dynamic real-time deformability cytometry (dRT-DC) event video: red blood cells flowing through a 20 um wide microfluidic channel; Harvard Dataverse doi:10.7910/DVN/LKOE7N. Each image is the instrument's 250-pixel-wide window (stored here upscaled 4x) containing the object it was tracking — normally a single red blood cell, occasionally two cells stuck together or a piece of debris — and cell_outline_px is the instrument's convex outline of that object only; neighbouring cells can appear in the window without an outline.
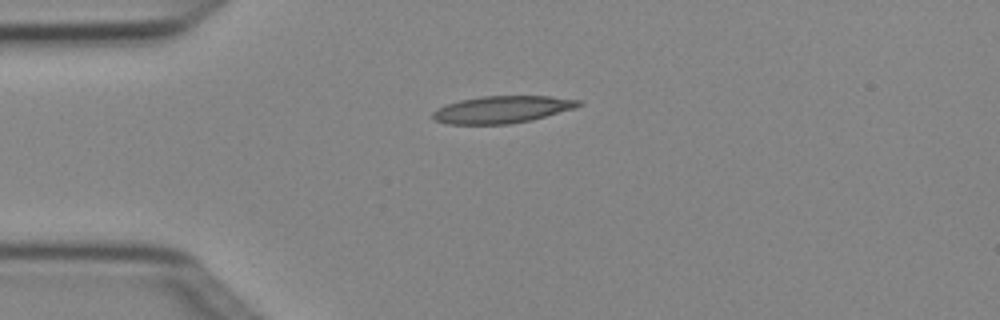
{"species": "Egyptian fruit bat (a non-hibernating species)", "species_latin": "Rousettus aegyptiacus", "temperature_condition": "cold", "stored_images_in_passage": 3, "camera_frame_rate_fps": 3000, "um_per_image_px": 0.085, "animal": {"sex": "female"}, "frame": {"image": 1, "passage_image": 1, "time_ms": 0.0, "image_size_px": [1000, 320], "cell_outline_px": [[584, 104], [576, 108], [532, 120], [508, 124], [448, 124], [432, 120], [432, 112], [436, 108], [460, 100], [480, 96], [548, 96], [580, 100]], "centroid_in_image_um": [42.68, 9.31], "position_along_channel_um": 42.3, "area_um2": 23.24}}
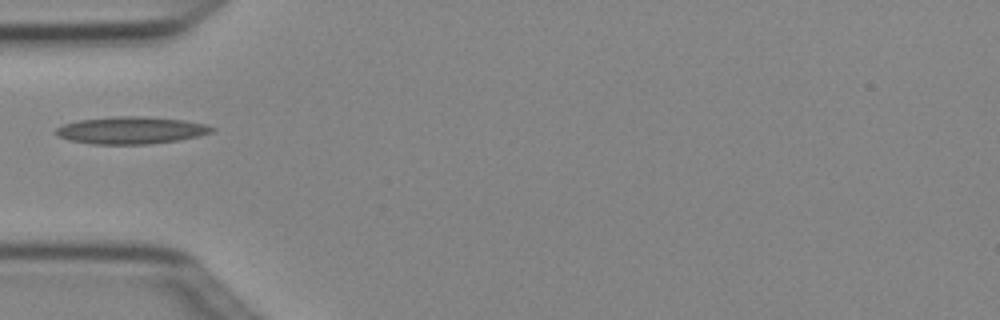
{"frame": {"image": 2, "passage_image": 2, "time_ms": 0.333, "image_size_px": [1000, 320], "cell_outline_px": [[216, 128], [212, 132], [200, 136], [176, 140], [144, 144], [92, 144], [68, 140], [60, 136], [56, 132], [56, 128], [64, 124], [76, 120], [116, 116], [144, 116], [184, 120], [208, 124]], "centroid_in_image_um": [11.16, 11.06], "position_along_channel_um": 73.8, "area_um2": 24.74}}
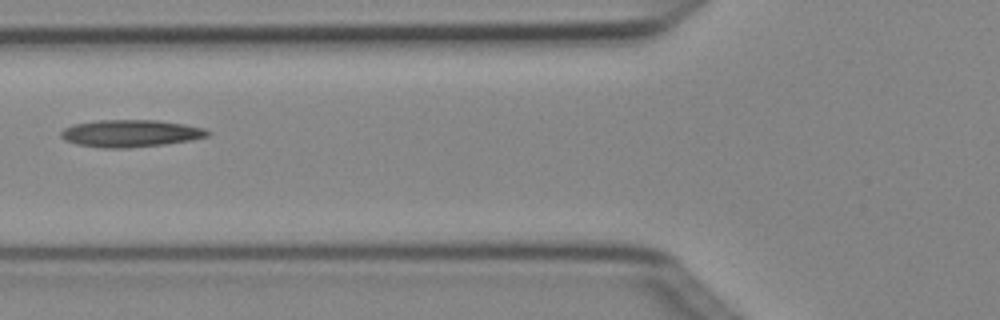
{"frame": {"image": 3, "passage_image": 3, "time_ms": 0.667, "image_size_px": [1000, 320], "cell_outline_px": [[212, 132], [208, 136], [192, 140], [164, 144], [128, 148], [104, 148], [76, 144], [64, 140], [60, 136], [60, 132], [64, 128], [72, 124], [96, 120], [156, 120], [184, 124], [204, 128]], "centroid_in_image_um": [11.08, 11.33], "position_along_channel_um": 114.7, "area_um2": 23.41}}